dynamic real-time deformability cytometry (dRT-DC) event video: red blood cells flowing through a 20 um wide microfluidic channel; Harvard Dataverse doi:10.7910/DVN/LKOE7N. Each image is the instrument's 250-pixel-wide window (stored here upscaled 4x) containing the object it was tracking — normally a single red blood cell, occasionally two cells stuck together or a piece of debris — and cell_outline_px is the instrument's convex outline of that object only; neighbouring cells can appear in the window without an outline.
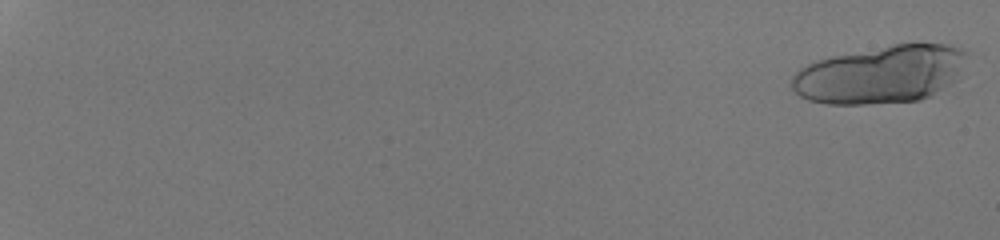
{"species": "human", "species_latin": "Homo sapiens", "temperature_condition": "room temperature", "stored_images_in_passage": 47, "camera_frame_rate_fps": 3000, "um_per_image_px": 0.085, "donor": {"sex": "male"}, "frame": {"image": 1, "passage_image": 2, "time_ms": 0.333, "image_size_px": [1000, 240], "cell_outline_px": [[968, 52], [964, 76], [960, 80], [932, 96], [920, 100], [864, 104], [828, 104], [808, 100], [800, 96], [792, 88], [792, 76], [800, 68], [808, 64], [832, 56], [892, 44], [944, 44], [960, 48]], "centroid_in_image_um": [74.95, 6.33], "position_along_channel_um": 10.0, "area_um2": 59.65}}
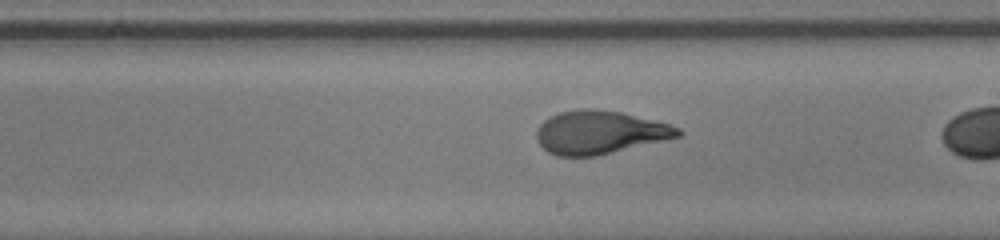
{"frame": {"image": 2, "passage_image": 36, "time_ms": 11.667, "image_size_px": [1000, 240], "cell_outline_px": [[684, 132], [680, 136], [596, 156], [556, 156], [548, 152], [536, 140], [536, 128], [544, 120], [560, 112], [580, 108], [592, 108], [620, 112], [668, 124], [680, 128]], "centroid_in_image_um": [50.93, 11.25], "position_along_channel_um": 238.1, "area_um2": 35.43}}
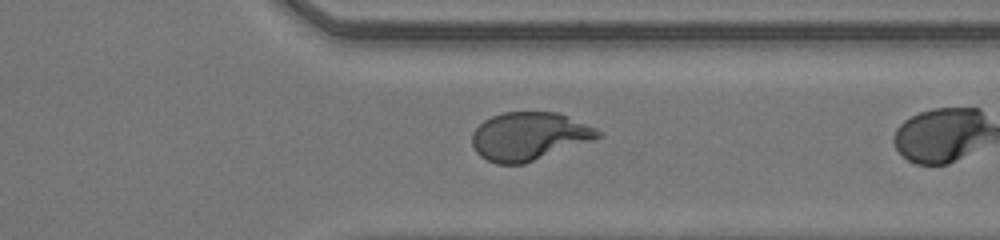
{"frame": {"image": 3, "passage_image": 45, "time_ms": 14.667, "image_size_px": [1000, 240], "cell_outline_px": [[604, 136], [524, 164], [496, 164], [480, 156], [476, 152], [472, 144], [472, 132], [484, 120], [492, 116], [504, 112], [556, 112], [596, 128], [604, 132]], "centroid_in_image_um": [44.97, 11.59], "position_along_channel_um": 366.4, "area_um2": 35.2}}